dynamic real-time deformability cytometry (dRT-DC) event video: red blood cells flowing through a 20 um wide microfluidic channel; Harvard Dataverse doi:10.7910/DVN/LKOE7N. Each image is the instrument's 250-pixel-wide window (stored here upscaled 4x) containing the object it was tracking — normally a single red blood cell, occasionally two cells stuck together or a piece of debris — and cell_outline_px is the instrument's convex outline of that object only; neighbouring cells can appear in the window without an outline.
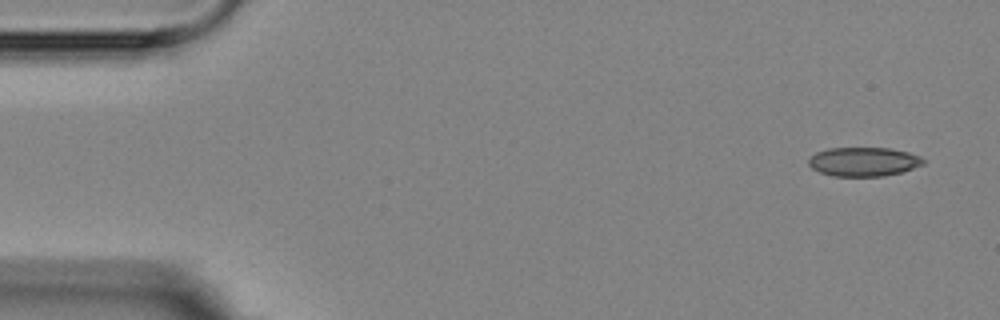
{"species": "Egyptian fruit bat (a non-hibernating species)", "species_latin": "Rousettus aegyptiacus", "temperature_condition": "room temperature", "stored_images_in_passage": 4, "camera_frame_rate_fps": 3000, "um_per_image_px": 0.085, "animal": {"sex": "female"}, "frame": {"image": 1, "passage_image": 1, "time_ms": 0.0, "image_size_px": [1000, 320], "cell_outline_px": [[924, 164], [904, 172], [884, 176], [832, 176], [820, 172], [812, 168], [808, 164], [808, 160], [816, 152], [828, 148], [888, 148], [908, 152], [920, 156], [924, 160]], "centroid_in_image_um": [73.42, 13.75], "position_along_channel_um": 11.6, "area_um2": 19.48}}
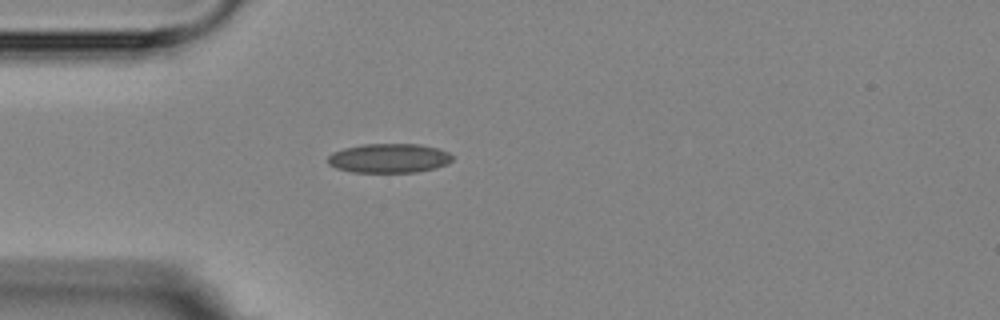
{"frame": {"image": 2, "passage_image": 4, "time_ms": 4.0, "image_size_px": [1000, 320], "cell_outline_px": [[452, 160], [448, 164], [436, 168], [416, 172], [352, 172], [336, 168], [328, 164], [328, 156], [332, 152], [344, 148], [364, 144], [420, 144], [436, 148], [448, 152], [452, 156]], "centroid_in_image_um": [33.06, 13.45], "position_along_channel_um": 51.9, "area_um2": 21.27}}